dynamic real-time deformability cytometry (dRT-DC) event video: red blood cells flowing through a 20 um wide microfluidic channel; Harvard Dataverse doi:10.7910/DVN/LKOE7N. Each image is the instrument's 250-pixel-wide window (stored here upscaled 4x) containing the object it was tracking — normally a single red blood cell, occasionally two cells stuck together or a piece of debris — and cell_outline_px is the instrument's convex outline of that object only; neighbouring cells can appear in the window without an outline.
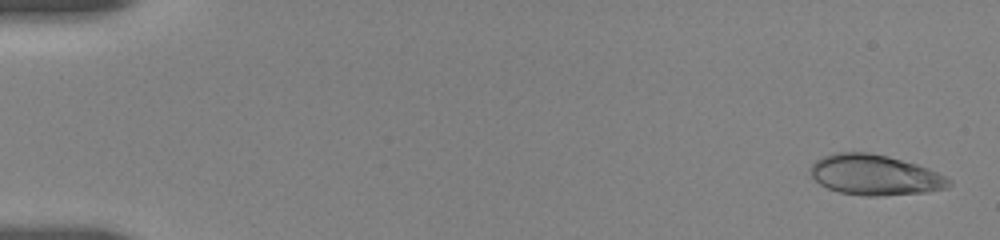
{"species": "human", "species_latin": "Homo sapiens", "temperature_condition": "room temperature", "stored_images_in_passage": 8, "camera_frame_rate_fps": 3000, "um_per_image_px": 0.085, "donor": {"sex": "female"}, "frame": {"image": 1, "passage_image": 1, "time_ms": 0.0, "image_size_px": [1000, 240], "cell_outline_px": [[952, 184], [948, 188], [928, 192], [880, 196], [864, 196], [840, 192], [828, 188], [820, 184], [812, 176], [808, 168], [816, 160], [824, 156], [836, 152], [868, 152], [888, 156], [916, 164], [928, 168], [952, 180]], "centroid_in_image_um": [74.37, 14.87], "position_along_channel_um": 10.6, "area_um2": 32.71}}
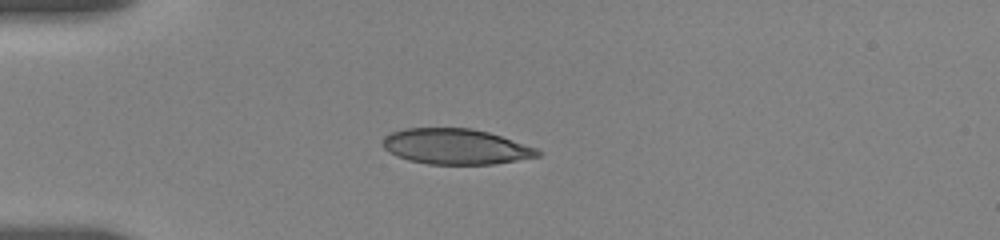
{"frame": {"image": 2, "passage_image": 6, "time_ms": 4.333, "image_size_px": [1000, 240], "cell_outline_px": [[544, 152], [540, 156], [492, 164], [428, 164], [408, 160], [396, 156], [388, 152], [380, 144], [384, 136], [392, 132], [404, 128], [472, 128], [488, 132], [536, 148]], "centroid_in_image_um": [38.69, 12.45], "position_along_channel_um": 46.3, "area_um2": 32.14}}
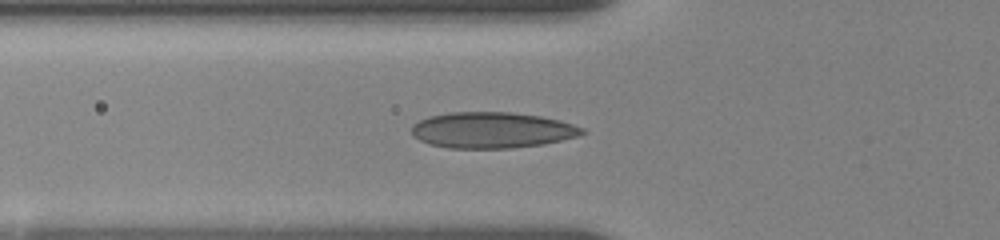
{"frame": {"image": 3, "passage_image": 8, "time_ms": 6.0, "image_size_px": [1000, 240], "cell_outline_px": [[588, 132], [576, 136], [544, 144], [512, 148], [448, 148], [428, 144], [412, 136], [412, 124], [428, 116], [448, 112], [512, 112], [540, 116], [560, 120], [584, 128]], "centroid_in_image_um": [41.8, 11.06], "position_along_channel_um": 84.0, "area_um2": 35.95}}